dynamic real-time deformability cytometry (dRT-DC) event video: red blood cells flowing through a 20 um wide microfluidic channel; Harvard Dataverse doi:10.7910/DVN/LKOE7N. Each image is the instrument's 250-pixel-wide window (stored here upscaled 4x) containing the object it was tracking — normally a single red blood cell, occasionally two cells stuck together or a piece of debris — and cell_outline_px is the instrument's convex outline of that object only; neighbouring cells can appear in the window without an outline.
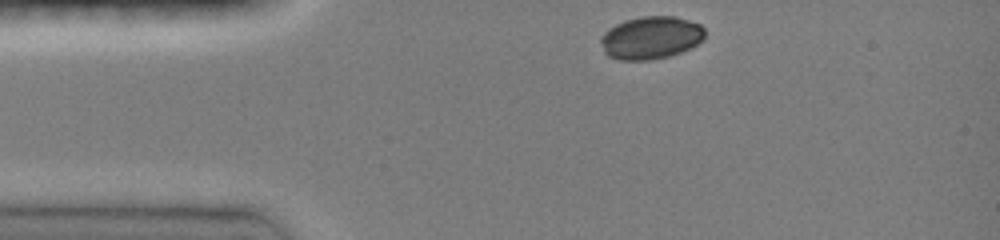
{"species": "common noctule bat (a hibernating species)", "species_latin": "Nyctalus noctula", "temperature_condition": "room temperature", "stored_images_in_passage": 33, "camera_frame_rate_fps": 3000, "um_per_image_px": 0.085, "animal": {"sex": "female", "body_mass_g": 19.0, "forearm_length_mm": 51.5}, "frame": {"image": 1, "passage_image": 1, "time_ms": 0.0, "image_size_px": [1000, 240], "cell_outline_px": [[704, 40], [680, 52], [668, 56], [652, 60], [620, 60], [608, 56], [604, 52], [600, 40], [604, 32], [608, 28], [624, 20], [644, 16], [672, 16], [688, 20], [700, 24], [704, 28]], "centroid_in_image_um": [55.3, 3.2], "position_along_channel_um": 29.7, "area_um2": 25.89}}
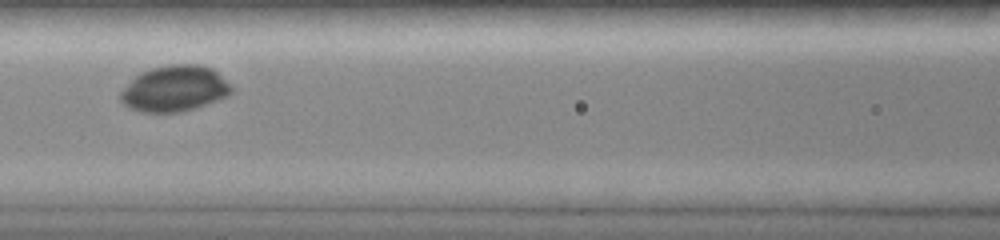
{"frame": {"image": 2, "passage_image": 13, "time_ms": 4.0, "image_size_px": [1000, 240], "cell_outline_px": [[232, 92], [228, 96], [180, 112], [140, 112], [128, 108], [120, 100], [120, 92], [140, 72], [152, 68], [168, 64], [200, 64], [212, 68], [232, 88]], "centroid_in_image_um": [14.8, 7.53], "position_along_channel_um": 151.8, "area_um2": 29.36}}
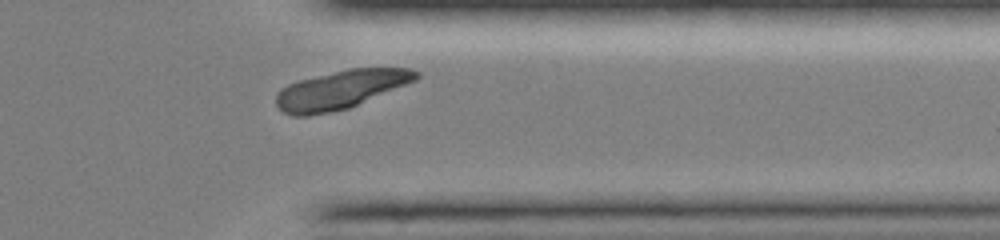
{"frame": {"image": 3, "passage_image": 30, "time_ms": 9.667, "image_size_px": [1000, 240], "cell_outline_px": [[420, 76], [416, 80], [348, 108], [332, 112], [308, 116], [292, 116], [284, 112], [276, 104], [276, 92], [280, 88], [288, 84], [300, 80], [348, 68], [412, 68], [420, 72]], "centroid_in_image_um": [28.94, 7.62], "position_along_channel_um": 382.5, "area_um2": 31.33}}